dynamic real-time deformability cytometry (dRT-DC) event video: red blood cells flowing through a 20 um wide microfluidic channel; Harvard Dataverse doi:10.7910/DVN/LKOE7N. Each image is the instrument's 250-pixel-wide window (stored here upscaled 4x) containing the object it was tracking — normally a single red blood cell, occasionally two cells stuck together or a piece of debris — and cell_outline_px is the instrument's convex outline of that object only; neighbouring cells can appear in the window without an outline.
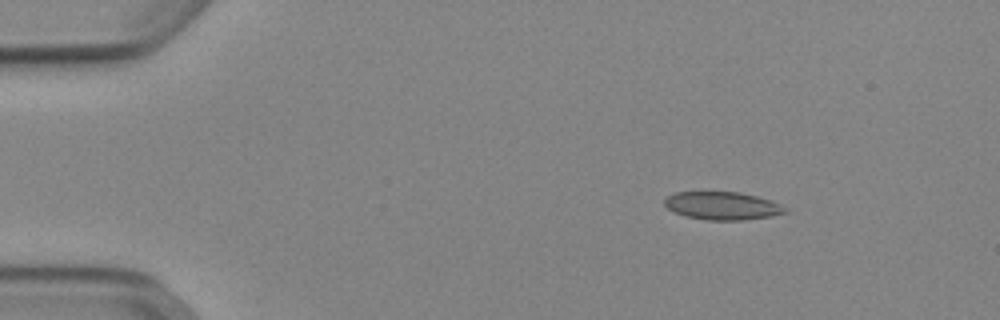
{"species": "Egyptian fruit bat (a non-hibernating species)", "species_latin": "Rousettus aegyptiacus", "temperature_condition": "cold", "stored_images_in_passage": 46, "camera_frame_rate_fps": 3000, "um_per_image_px": 0.085, "animal": {"sex": "female"}, "frame": {"image": 1, "passage_image": 1, "time_ms": 0.0, "image_size_px": [1000, 320], "cell_outline_px": [[788, 212], [772, 216], [744, 220], [708, 220], [684, 216], [672, 212], [664, 204], [664, 200], [668, 196], [676, 192], [740, 192], [772, 200], [788, 208]], "centroid_in_image_um": [61.42, 17.49], "position_along_channel_um": 23.6, "area_um2": 19.83}}
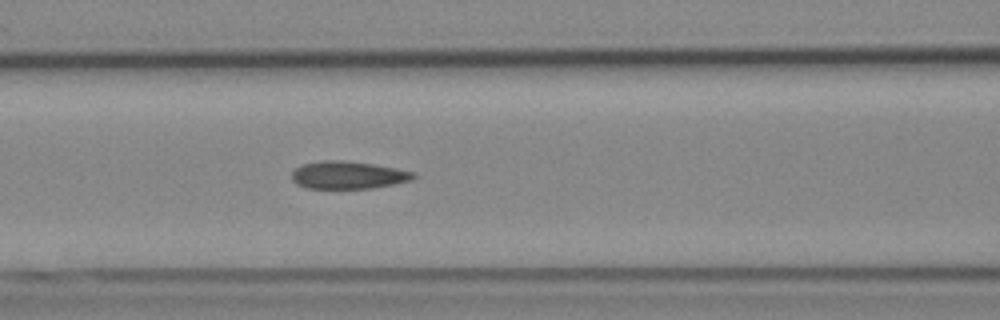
{"frame": {"image": 2, "passage_image": 16, "time_ms": 5.0, "image_size_px": [1000, 320], "cell_outline_px": [[416, 176], [408, 180], [392, 184], [372, 188], [308, 188], [296, 184], [292, 180], [292, 172], [300, 164], [320, 160], [340, 160], [372, 164], [396, 168], [412, 172]], "centroid_in_image_um": [29.5, 14.87], "position_along_channel_um": 137.1, "area_um2": 19.36}}
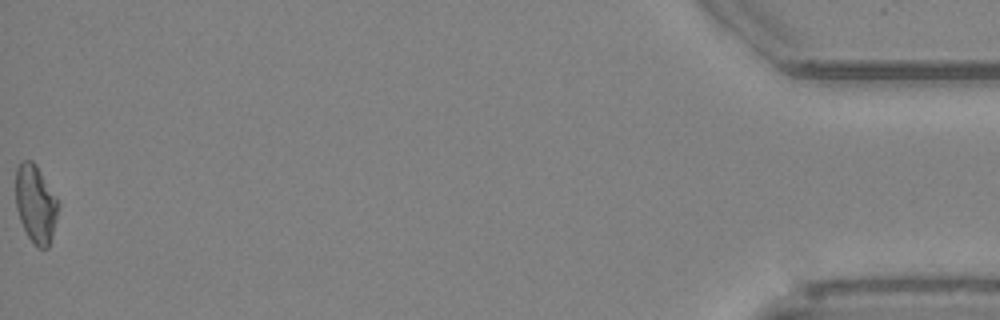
{"frame": {"image": 3, "passage_image": 46, "time_ms": 15.0, "image_size_px": [1000, 320], "cell_outline_px": [[60, 204], [52, 236], [48, 248], [36, 248], [28, 236], [20, 220], [16, 208], [16, 168], [24, 160], [32, 160], [36, 164]], "centroid_in_image_um": [3.03, 17.35], "position_along_channel_um": 432.2, "area_um2": 19.25}, "authors_computed_cell_mechanics": {"area_um2": 19.5653, "velocity_mm_per_s": 3.8906, "shape_relaxation_time_tau1_ms": null, "shape_relaxation_time_tau2_ms": 3.4348, "deformation_change_tau1": null, "deformation_change_tau2": 0.0705}}